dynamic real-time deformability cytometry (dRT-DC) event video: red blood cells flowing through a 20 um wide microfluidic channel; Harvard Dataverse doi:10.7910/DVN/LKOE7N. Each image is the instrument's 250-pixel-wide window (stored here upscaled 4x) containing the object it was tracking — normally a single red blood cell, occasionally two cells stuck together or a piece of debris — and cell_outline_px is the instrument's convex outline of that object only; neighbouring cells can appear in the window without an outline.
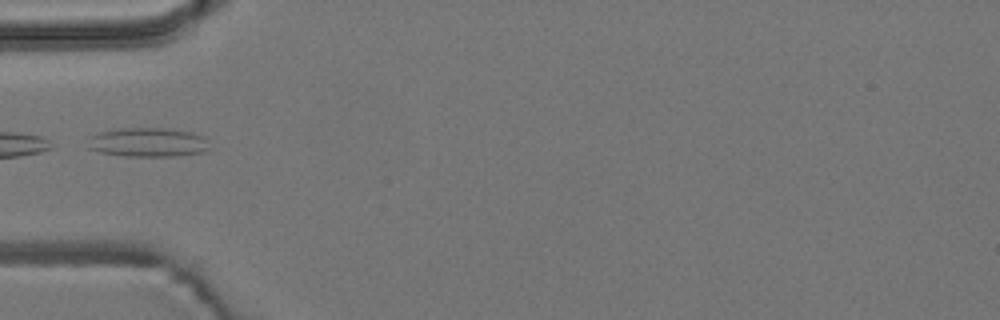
{"species": "common noctule bat (a hibernating species)", "species_latin": "Nyctalus noctula", "temperature_condition": "room temperature", "stored_images_in_passage": 4, "camera_frame_rate_fps": 3000, "um_per_image_px": 0.085, "animal": {"sex": "male", "body_mass_g": 19.2, "forearm_length_mm": 51.8}, "frame": {"image": 1, "passage_image": 4, "time_ms": 3.333, "image_size_px": [1000, 320], "cell_outline_px": [[212, 148], [204, 152], [172, 156], [124, 156], [100, 152], [88, 148], [92, 136], [100, 132], [120, 128], [164, 128], [192, 132], [204, 136]], "centroid_in_image_um": [12.64, 12.1], "position_along_channel_um": 72.4, "area_um2": 20.63}}